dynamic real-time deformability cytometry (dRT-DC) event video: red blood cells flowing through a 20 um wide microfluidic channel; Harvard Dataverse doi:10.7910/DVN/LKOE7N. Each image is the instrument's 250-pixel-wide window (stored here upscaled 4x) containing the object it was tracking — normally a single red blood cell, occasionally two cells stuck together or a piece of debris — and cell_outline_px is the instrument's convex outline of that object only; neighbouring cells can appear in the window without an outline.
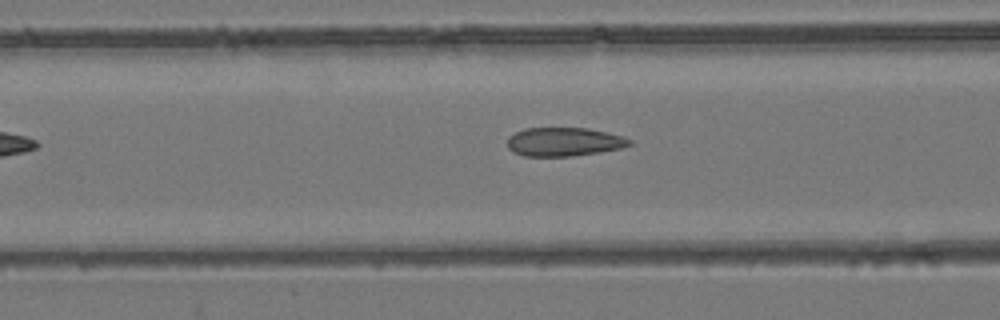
{"species": "common noctule bat (a hibernating species)", "species_latin": "Nyctalus noctula", "temperature_condition": "room temperature", "stored_images_in_passage": 6, "camera_frame_rate_fps": 3000, "um_per_image_px": 0.085, "animal": {"sex": "female", "body_mass_g": 24.6, "forearm_length_mm": 56.2}, "frame": {"image": 1, "passage_image": 4, "time_ms": 3.667, "image_size_px": [1000, 320], "cell_outline_px": [[632, 144], [620, 148], [600, 152], [572, 156], [524, 156], [512, 152], [508, 148], [508, 136], [524, 128], [588, 128], [620, 136], [632, 140]], "centroid_in_image_um": [47.9, 12.06], "position_along_channel_um": 118.7, "area_um2": 20.35}}
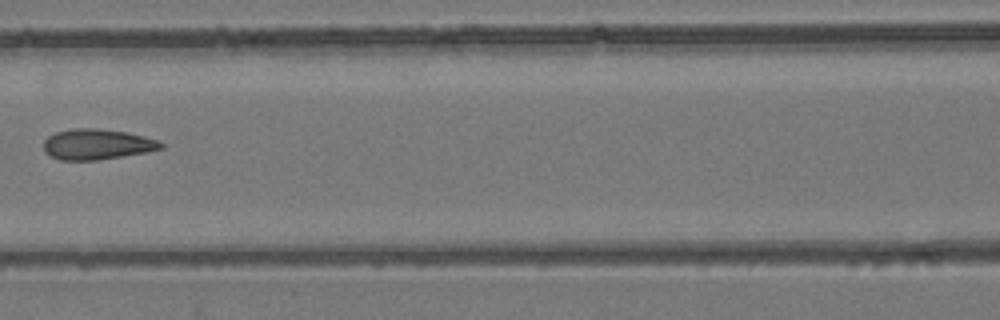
{"frame": {"image": 2, "passage_image": 5, "time_ms": 4.667, "image_size_px": [1000, 320], "cell_outline_px": [[164, 148], [148, 152], [96, 160], [60, 160], [44, 152], [44, 140], [48, 136], [56, 132], [72, 128], [96, 128], [128, 132], [160, 140], [164, 144]], "centroid_in_image_um": [8.28, 12.26], "position_along_channel_um": 158.3, "area_um2": 21.04}}
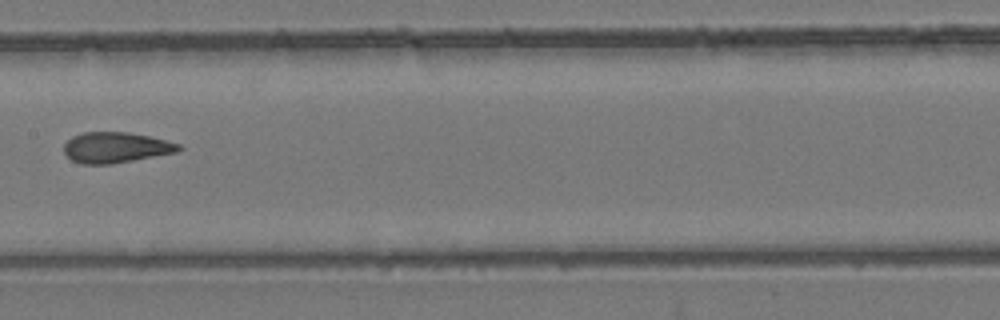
{"frame": {"image": 3, "passage_image": 6, "time_ms": 5.667, "image_size_px": [1000, 320], "cell_outline_px": [[184, 148], [176, 152], [112, 164], [80, 164], [72, 160], [64, 152], [64, 144], [72, 136], [84, 132], [128, 132], [148, 136], [180, 144]], "centroid_in_image_um": [9.83, 12.54], "position_along_channel_um": 197.6, "area_um2": 20.4}}